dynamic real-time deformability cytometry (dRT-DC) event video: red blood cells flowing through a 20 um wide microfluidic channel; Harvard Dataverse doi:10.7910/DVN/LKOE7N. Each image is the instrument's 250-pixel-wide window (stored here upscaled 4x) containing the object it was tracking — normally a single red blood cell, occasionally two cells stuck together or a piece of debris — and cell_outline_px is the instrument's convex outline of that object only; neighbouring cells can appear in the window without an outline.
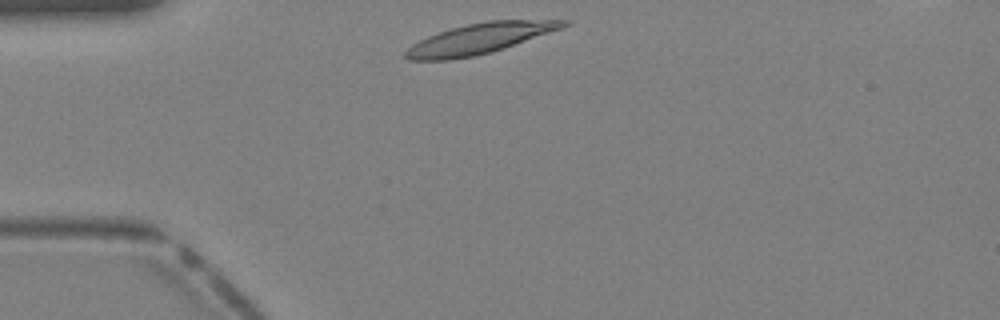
{"species": "Egyptian fruit bat (a non-hibernating species)", "species_latin": "Rousettus aegyptiacus", "temperature_condition": "warm", "stored_images_in_passage": 29, "camera_frame_rate_fps": 3000, "um_per_image_px": 0.085, "animal": {"sex": "female"}, "frame": {"image": 1, "passage_image": 1, "time_ms": 0.0, "image_size_px": [1000, 320], "cell_outline_px": [[572, 20], [568, 24], [560, 28], [504, 48], [492, 52], [476, 56], [452, 60], [408, 60], [404, 56], [404, 52], [412, 44], [428, 36], [452, 28], [468, 24], [488, 20]], "centroid_in_image_um": [40.71, 3.29], "position_along_channel_um": 44.3, "area_um2": 27.63}}
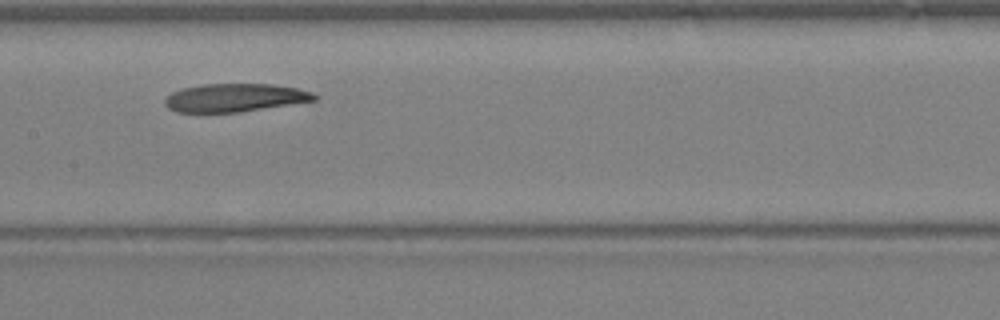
{"frame": {"image": 2, "passage_image": 11, "time_ms": 3.333, "image_size_px": [1000, 320], "cell_outline_px": [[316, 100], [240, 112], [176, 112], [168, 108], [164, 104], [164, 100], [172, 92], [184, 88], [204, 84], [272, 84], [296, 88], [312, 92], [316, 96]], "centroid_in_image_um": [19.94, 8.31], "position_along_channel_um": 187.5, "area_um2": 24.33}}
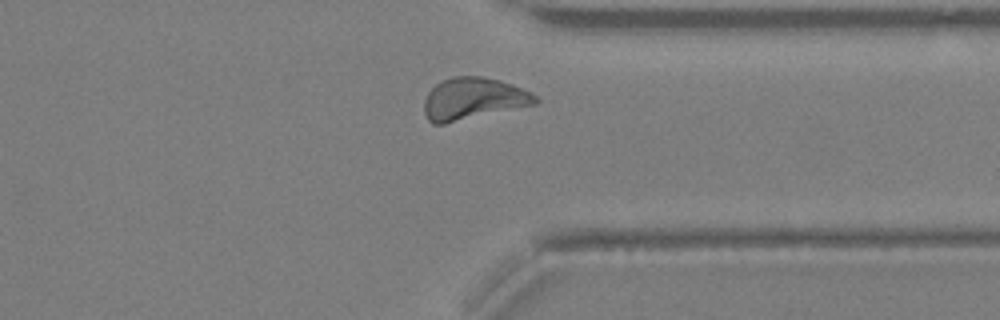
{"frame": {"image": 3, "passage_image": 22, "time_ms": 7.0, "image_size_px": [1000, 320], "cell_outline_px": [[540, 100], [536, 104], [444, 124], [432, 124], [428, 120], [424, 112], [424, 100], [428, 92], [436, 84], [452, 76], [484, 76], [500, 80], [524, 88], [532, 92]], "centroid_in_image_um": [40.24, 8.39], "position_along_channel_um": 371.2, "area_um2": 27.34}}